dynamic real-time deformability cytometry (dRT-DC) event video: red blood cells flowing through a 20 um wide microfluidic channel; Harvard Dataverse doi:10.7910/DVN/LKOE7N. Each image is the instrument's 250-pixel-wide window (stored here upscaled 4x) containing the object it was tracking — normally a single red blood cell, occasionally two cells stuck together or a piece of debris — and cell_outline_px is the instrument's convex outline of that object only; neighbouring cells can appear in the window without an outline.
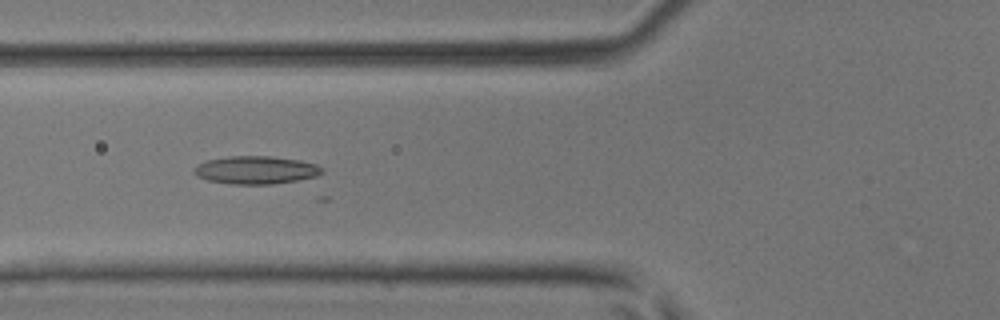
{"species": "common noctule bat (a hibernating species)", "species_latin": "Nyctalus noctula", "temperature_condition": "room temperature", "stored_images_in_passage": 38, "camera_frame_rate_fps": 3000, "um_per_image_px": 0.085, "animal": {"sex": "male", "body_mass_g": 17.9, "forearm_length_mm": 54.2}, "frame": {"image": 1, "passage_image": 18, "time_ms": 5.667, "image_size_px": [1000, 320], "cell_outline_px": [[324, 172], [316, 176], [300, 180], [272, 184], [232, 184], [208, 180], [196, 176], [192, 172], [196, 164], [208, 160], [228, 156], [268, 156], [300, 160], [316, 164], [324, 168]], "centroid_in_image_um": [21.75, 14.45], "position_along_channel_um": 104.0, "area_um2": 20.98}}
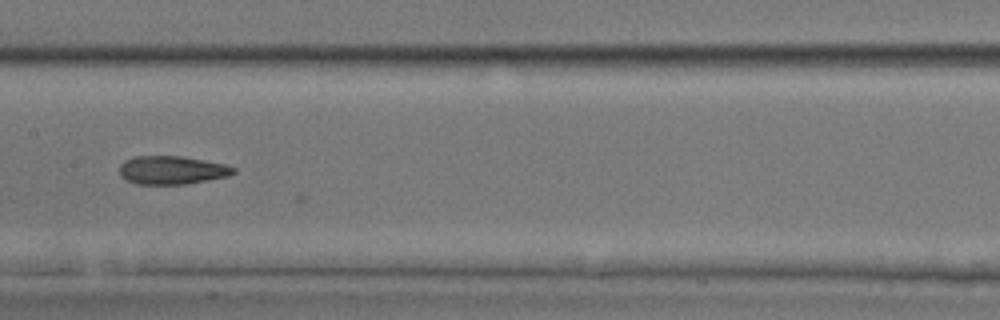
{"frame": {"image": 2, "passage_image": 24, "time_ms": 7.667, "image_size_px": [1000, 320], "cell_outline_px": [[236, 172], [228, 176], [208, 180], [184, 184], [136, 184], [124, 180], [120, 176], [120, 164], [124, 160], [136, 156], [180, 156], [204, 160], [224, 164], [236, 168]], "centroid_in_image_um": [14.58, 14.46], "position_along_channel_um": 192.8, "area_um2": 18.9}}
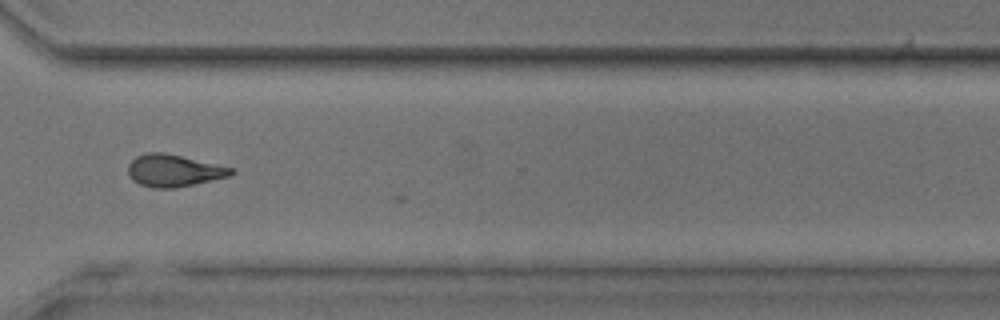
{"frame": {"image": 3, "passage_image": 35, "time_ms": 11.333, "image_size_px": [1000, 320], "cell_outline_px": [[236, 172], [228, 176], [212, 180], [176, 188], [152, 188], [140, 184], [132, 180], [128, 172], [128, 164], [136, 156], [148, 152], [164, 152], [232, 168]], "centroid_in_image_um": [14.73, 14.5], "position_along_channel_um": 355.9, "area_um2": 19.13}}